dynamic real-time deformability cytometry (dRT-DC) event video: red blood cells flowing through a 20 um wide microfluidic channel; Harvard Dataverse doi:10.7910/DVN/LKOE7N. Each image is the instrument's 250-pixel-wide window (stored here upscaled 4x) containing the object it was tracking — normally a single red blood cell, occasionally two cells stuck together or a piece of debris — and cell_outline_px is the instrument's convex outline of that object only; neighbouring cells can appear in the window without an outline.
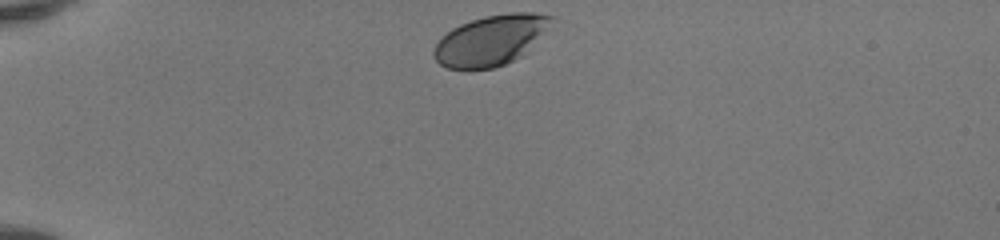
{"species": "human", "species_latin": "Homo sapiens", "temperature_condition": "room temperature", "stored_images_in_passage": 33, "camera_frame_rate_fps": 3000, "um_per_image_px": 0.085, "donor": {"sex": "female"}, "frame": {"image": 1, "passage_image": 1, "time_ms": 0.0, "image_size_px": [1000, 240], "cell_outline_px": [[560, 20], [512, 60], [504, 64], [492, 68], [468, 72], [448, 68], [440, 64], [432, 56], [432, 52], [436, 44], [452, 28], [460, 24], [472, 20], [488, 16], [508, 12], [532, 12], [556, 16]], "centroid_in_image_um": [41.72, 3.42], "position_along_channel_um": 43.3, "area_um2": 34.62}}
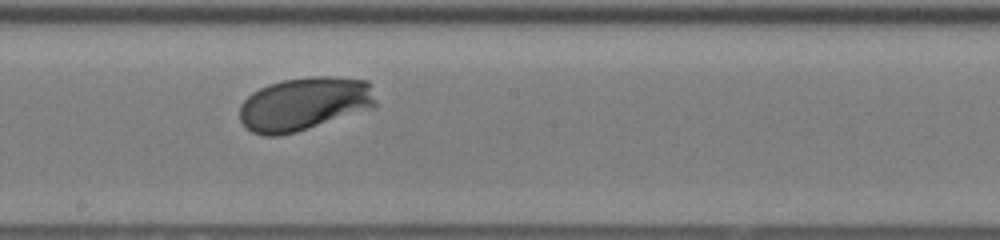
{"frame": {"image": 2, "passage_image": 18, "time_ms": 5.667, "image_size_px": [1000, 240], "cell_outline_px": [[376, 108], [296, 132], [280, 136], [264, 136], [252, 132], [240, 120], [240, 104], [252, 92], [268, 84], [280, 80], [312, 76], [336, 76], [368, 80], [372, 84], [376, 100]], "centroid_in_image_um": [25.91, 8.82], "position_along_channel_um": 222.3, "area_um2": 43.06}}
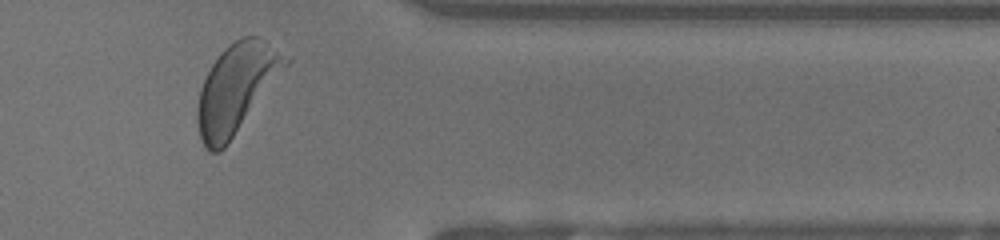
{"frame": {"image": 3, "passage_image": 31, "time_ms": 10.0, "image_size_px": [1000, 240], "cell_outline_px": [[292, 60], [228, 144], [220, 152], [212, 152], [204, 148], [200, 140], [196, 120], [196, 112], [200, 88], [212, 64], [220, 52], [224, 48], [236, 40], [244, 36], [256, 36], [292, 56]], "centroid_in_image_um": [20.09, 7.52], "position_along_channel_um": 391.3, "area_um2": 45.72}, "authors_computed_cell_mechanics": {"area_um2": 40.4022, "velocity_mm_per_s": 4.09, "shape_relaxation_time_tau1_ms": 1.5553, "shape_relaxation_time_tau2_ms": 2.7371, "deformation_change_tau1": 0.1286, "deformation_change_tau2": 0.0963}}